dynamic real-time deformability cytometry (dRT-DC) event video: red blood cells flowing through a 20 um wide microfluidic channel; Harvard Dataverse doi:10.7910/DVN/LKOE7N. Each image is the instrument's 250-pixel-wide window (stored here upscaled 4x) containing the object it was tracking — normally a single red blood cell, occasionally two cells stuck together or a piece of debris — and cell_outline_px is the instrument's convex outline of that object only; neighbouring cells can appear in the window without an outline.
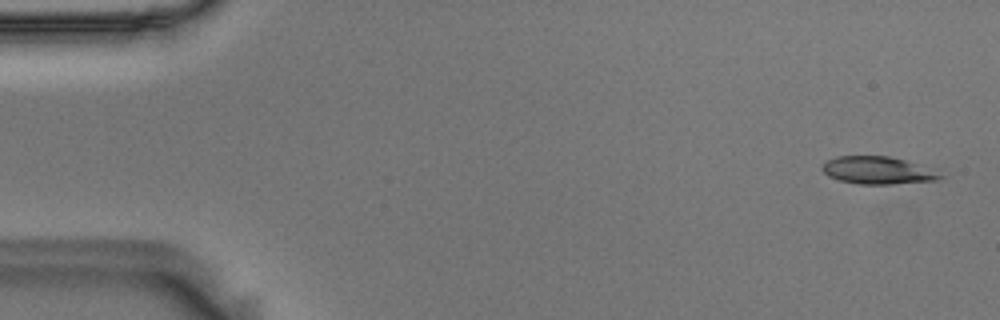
{"species": "Egyptian fruit bat (a non-hibernating species)", "species_latin": "Rousettus aegyptiacus", "temperature_condition": "room temperature", "stored_images_in_passage": 55, "camera_frame_rate_fps": 3000, "um_per_image_px": 0.085, "animal": {"sex": "male"}, "frame": {"image": 1, "passage_image": 2, "time_ms": 0.333, "image_size_px": [1000, 320], "cell_outline_px": [[948, 176], [940, 180], [892, 184], [860, 184], [840, 180], [828, 176], [820, 168], [828, 160], [836, 156], [888, 156], [904, 160]], "centroid_in_image_um": [74.61, 14.49], "position_along_channel_um": 10.4, "area_um2": 18.73}}
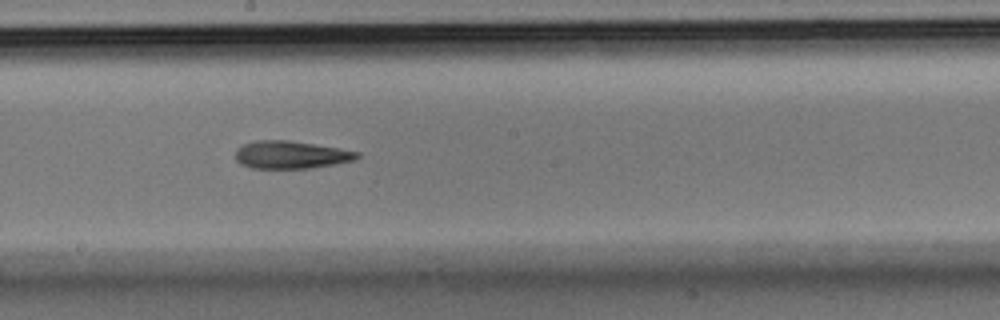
{"frame": {"image": 2, "passage_image": 30, "time_ms": 9.667, "image_size_px": [1000, 320], "cell_outline_px": [[360, 156], [352, 160], [332, 164], [308, 168], [252, 168], [240, 164], [236, 160], [236, 148], [244, 144], [256, 140], [288, 140], [340, 148], [360, 152]], "centroid_in_image_um": [24.69, 13.15], "position_along_channel_um": 223.5, "area_um2": 19.48}}
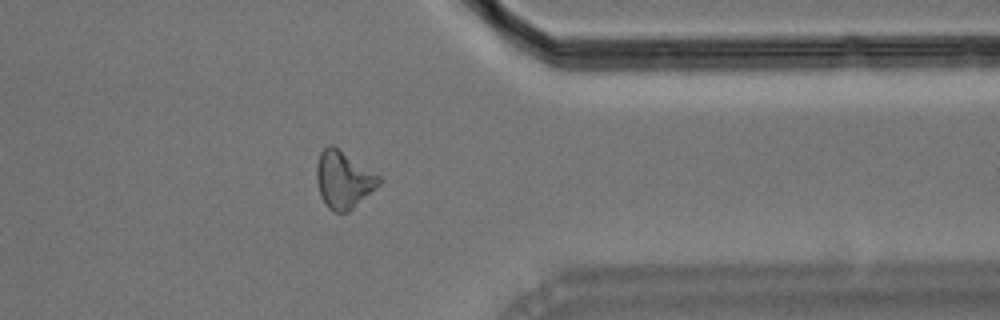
{"frame": {"image": 3, "passage_image": 44, "time_ms": 14.333, "image_size_px": [1000, 320], "cell_outline_px": [[380, 184], [348, 212], [332, 212], [324, 204], [320, 196], [316, 180], [316, 164], [320, 152], [328, 144], [332, 144], [380, 176]], "centroid_in_image_um": [29.15, 15.28], "position_along_channel_um": 382.2, "area_um2": 20.75}}